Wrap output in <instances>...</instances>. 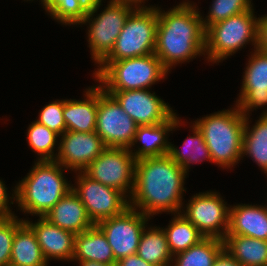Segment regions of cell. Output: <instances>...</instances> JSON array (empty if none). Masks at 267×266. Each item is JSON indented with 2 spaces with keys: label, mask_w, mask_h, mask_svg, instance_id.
<instances>
[{
  "label": "cell",
  "mask_w": 267,
  "mask_h": 266,
  "mask_svg": "<svg viewBox=\"0 0 267 266\" xmlns=\"http://www.w3.org/2000/svg\"><path fill=\"white\" fill-rule=\"evenodd\" d=\"M264 15L259 17V21H258L257 48L261 51L267 52V14H264Z\"/></svg>",
  "instance_id": "36"
},
{
  "label": "cell",
  "mask_w": 267,
  "mask_h": 266,
  "mask_svg": "<svg viewBox=\"0 0 267 266\" xmlns=\"http://www.w3.org/2000/svg\"><path fill=\"white\" fill-rule=\"evenodd\" d=\"M137 123L118 102L98 85V109L95 132L107 148L129 149L134 141Z\"/></svg>",
  "instance_id": "11"
},
{
  "label": "cell",
  "mask_w": 267,
  "mask_h": 266,
  "mask_svg": "<svg viewBox=\"0 0 267 266\" xmlns=\"http://www.w3.org/2000/svg\"><path fill=\"white\" fill-rule=\"evenodd\" d=\"M226 235H243L267 241V206L236 203L229 208Z\"/></svg>",
  "instance_id": "19"
},
{
  "label": "cell",
  "mask_w": 267,
  "mask_h": 266,
  "mask_svg": "<svg viewBox=\"0 0 267 266\" xmlns=\"http://www.w3.org/2000/svg\"><path fill=\"white\" fill-rule=\"evenodd\" d=\"M106 148L95 131H65L55 161L69 171L83 172Z\"/></svg>",
  "instance_id": "16"
},
{
  "label": "cell",
  "mask_w": 267,
  "mask_h": 266,
  "mask_svg": "<svg viewBox=\"0 0 267 266\" xmlns=\"http://www.w3.org/2000/svg\"><path fill=\"white\" fill-rule=\"evenodd\" d=\"M10 265L48 266L36 234L26 222L16 230L13 237Z\"/></svg>",
  "instance_id": "24"
},
{
  "label": "cell",
  "mask_w": 267,
  "mask_h": 266,
  "mask_svg": "<svg viewBox=\"0 0 267 266\" xmlns=\"http://www.w3.org/2000/svg\"><path fill=\"white\" fill-rule=\"evenodd\" d=\"M180 118L175 112L162 123L138 126L133 144L129 148L136 160L167 155L170 149L169 134L185 125V121Z\"/></svg>",
  "instance_id": "17"
},
{
  "label": "cell",
  "mask_w": 267,
  "mask_h": 266,
  "mask_svg": "<svg viewBox=\"0 0 267 266\" xmlns=\"http://www.w3.org/2000/svg\"><path fill=\"white\" fill-rule=\"evenodd\" d=\"M32 166L16 183V206L23 214L44 217L72 189V181L64 175L69 170L55 160L34 161Z\"/></svg>",
  "instance_id": "3"
},
{
  "label": "cell",
  "mask_w": 267,
  "mask_h": 266,
  "mask_svg": "<svg viewBox=\"0 0 267 266\" xmlns=\"http://www.w3.org/2000/svg\"><path fill=\"white\" fill-rule=\"evenodd\" d=\"M224 249L242 266H267V241L243 235H226Z\"/></svg>",
  "instance_id": "26"
},
{
  "label": "cell",
  "mask_w": 267,
  "mask_h": 266,
  "mask_svg": "<svg viewBox=\"0 0 267 266\" xmlns=\"http://www.w3.org/2000/svg\"><path fill=\"white\" fill-rule=\"evenodd\" d=\"M73 192L81 200L94 224L123 213L130 207L129 198L110 186L92 180L84 172H75Z\"/></svg>",
  "instance_id": "10"
},
{
  "label": "cell",
  "mask_w": 267,
  "mask_h": 266,
  "mask_svg": "<svg viewBox=\"0 0 267 266\" xmlns=\"http://www.w3.org/2000/svg\"><path fill=\"white\" fill-rule=\"evenodd\" d=\"M149 226L143 229L136 254L155 266H171L173 255L163 229L156 225Z\"/></svg>",
  "instance_id": "27"
},
{
  "label": "cell",
  "mask_w": 267,
  "mask_h": 266,
  "mask_svg": "<svg viewBox=\"0 0 267 266\" xmlns=\"http://www.w3.org/2000/svg\"><path fill=\"white\" fill-rule=\"evenodd\" d=\"M110 1L130 2L135 4L136 6H148L145 5L148 2V0H110Z\"/></svg>",
  "instance_id": "40"
},
{
  "label": "cell",
  "mask_w": 267,
  "mask_h": 266,
  "mask_svg": "<svg viewBox=\"0 0 267 266\" xmlns=\"http://www.w3.org/2000/svg\"><path fill=\"white\" fill-rule=\"evenodd\" d=\"M242 75L241 89L235 104L245 116L260 107L267 114V52L251 49Z\"/></svg>",
  "instance_id": "14"
},
{
  "label": "cell",
  "mask_w": 267,
  "mask_h": 266,
  "mask_svg": "<svg viewBox=\"0 0 267 266\" xmlns=\"http://www.w3.org/2000/svg\"><path fill=\"white\" fill-rule=\"evenodd\" d=\"M199 10L190 0H183L167 11L158 6L154 54L169 73L178 64L205 56V30Z\"/></svg>",
  "instance_id": "2"
},
{
  "label": "cell",
  "mask_w": 267,
  "mask_h": 266,
  "mask_svg": "<svg viewBox=\"0 0 267 266\" xmlns=\"http://www.w3.org/2000/svg\"><path fill=\"white\" fill-rule=\"evenodd\" d=\"M39 3L45 14L63 26L79 27L88 12V7L81 0H39Z\"/></svg>",
  "instance_id": "31"
},
{
  "label": "cell",
  "mask_w": 267,
  "mask_h": 266,
  "mask_svg": "<svg viewBox=\"0 0 267 266\" xmlns=\"http://www.w3.org/2000/svg\"><path fill=\"white\" fill-rule=\"evenodd\" d=\"M72 262L78 263L79 264L78 266H116L95 261H72Z\"/></svg>",
  "instance_id": "39"
},
{
  "label": "cell",
  "mask_w": 267,
  "mask_h": 266,
  "mask_svg": "<svg viewBox=\"0 0 267 266\" xmlns=\"http://www.w3.org/2000/svg\"><path fill=\"white\" fill-rule=\"evenodd\" d=\"M63 110L64 99L53 100L39 111L36 121L61 136L66 131Z\"/></svg>",
  "instance_id": "34"
},
{
  "label": "cell",
  "mask_w": 267,
  "mask_h": 266,
  "mask_svg": "<svg viewBox=\"0 0 267 266\" xmlns=\"http://www.w3.org/2000/svg\"><path fill=\"white\" fill-rule=\"evenodd\" d=\"M249 118L245 117L242 160L249 157L267 177V114H260L253 125Z\"/></svg>",
  "instance_id": "23"
},
{
  "label": "cell",
  "mask_w": 267,
  "mask_h": 266,
  "mask_svg": "<svg viewBox=\"0 0 267 266\" xmlns=\"http://www.w3.org/2000/svg\"><path fill=\"white\" fill-rule=\"evenodd\" d=\"M224 242L219 238L204 237L189 249L173 256L171 266H213Z\"/></svg>",
  "instance_id": "29"
},
{
  "label": "cell",
  "mask_w": 267,
  "mask_h": 266,
  "mask_svg": "<svg viewBox=\"0 0 267 266\" xmlns=\"http://www.w3.org/2000/svg\"><path fill=\"white\" fill-rule=\"evenodd\" d=\"M29 219V217L24 218V221L36 234L42 254L48 264L51 260L72 262L75 234L51 224L44 217H39L37 222Z\"/></svg>",
  "instance_id": "18"
},
{
  "label": "cell",
  "mask_w": 267,
  "mask_h": 266,
  "mask_svg": "<svg viewBox=\"0 0 267 266\" xmlns=\"http://www.w3.org/2000/svg\"><path fill=\"white\" fill-rule=\"evenodd\" d=\"M72 261H95L115 265L116 260L105 234L95 224L84 232L75 234Z\"/></svg>",
  "instance_id": "22"
},
{
  "label": "cell",
  "mask_w": 267,
  "mask_h": 266,
  "mask_svg": "<svg viewBox=\"0 0 267 266\" xmlns=\"http://www.w3.org/2000/svg\"><path fill=\"white\" fill-rule=\"evenodd\" d=\"M252 0H212L209 11L204 17L202 15V24L204 30L210 25L226 20L253 8Z\"/></svg>",
  "instance_id": "32"
},
{
  "label": "cell",
  "mask_w": 267,
  "mask_h": 266,
  "mask_svg": "<svg viewBox=\"0 0 267 266\" xmlns=\"http://www.w3.org/2000/svg\"><path fill=\"white\" fill-rule=\"evenodd\" d=\"M26 140L36 161H54L58 155L60 136L48 127L34 120L27 127Z\"/></svg>",
  "instance_id": "30"
},
{
  "label": "cell",
  "mask_w": 267,
  "mask_h": 266,
  "mask_svg": "<svg viewBox=\"0 0 267 266\" xmlns=\"http://www.w3.org/2000/svg\"><path fill=\"white\" fill-rule=\"evenodd\" d=\"M187 177L188 174L168 154L137 160L130 207L150 218L162 212L172 216L181 213Z\"/></svg>",
  "instance_id": "1"
},
{
  "label": "cell",
  "mask_w": 267,
  "mask_h": 266,
  "mask_svg": "<svg viewBox=\"0 0 267 266\" xmlns=\"http://www.w3.org/2000/svg\"><path fill=\"white\" fill-rule=\"evenodd\" d=\"M223 198L215 189L196 193L183 205L181 213L204 237L223 240L228 232L230 208Z\"/></svg>",
  "instance_id": "9"
},
{
  "label": "cell",
  "mask_w": 267,
  "mask_h": 266,
  "mask_svg": "<svg viewBox=\"0 0 267 266\" xmlns=\"http://www.w3.org/2000/svg\"><path fill=\"white\" fill-rule=\"evenodd\" d=\"M7 185L4 183L2 179H0V217H10L16 215L15 212L10 209L11 204L14 205L16 203V185L12 187V194L8 191ZM10 192V194L8 193ZM11 195V196H10Z\"/></svg>",
  "instance_id": "35"
},
{
  "label": "cell",
  "mask_w": 267,
  "mask_h": 266,
  "mask_svg": "<svg viewBox=\"0 0 267 266\" xmlns=\"http://www.w3.org/2000/svg\"><path fill=\"white\" fill-rule=\"evenodd\" d=\"M158 5L138 6L129 16L111 52L102 61H119L154 53Z\"/></svg>",
  "instance_id": "8"
},
{
  "label": "cell",
  "mask_w": 267,
  "mask_h": 266,
  "mask_svg": "<svg viewBox=\"0 0 267 266\" xmlns=\"http://www.w3.org/2000/svg\"><path fill=\"white\" fill-rule=\"evenodd\" d=\"M136 158L126 148H106L83 171L92 180L113 187L128 198L135 183Z\"/></svg>",
  "instance_id": "12"
},
{
  "label": "cell",
  "mask_w": 267,
  "mask_h": 266,
  "mask_svg": "<svg viewBox=\"0 0 267 266\" xmlns=\"http://www.w3.org/2000/svg\"><path fill=\"white\" fill-rule=\"evenodd\" d=\"M192 124V125H191ZM189 129L193 135L187 136L183 141L182 148L180 149L170 142V149L168 155L170 158L178 165L183 168V170L189 175V169L194 164H200L204 161H209L213 163L210 151L206 145L203 135L200 130L196 127L193 122H190Z\"/></svg>",
  "instance_id": "25"
},
{
  "label": "cell",
  "mask_w": 267,
  "mask_h": 266,
  "mask_svg": "<svg viewBox=\"0 0 267 266\" xmlns=\"http://www.w3.org/2000/svg\"><path fill=\"white\" fill-rule=\"evenodd\" d=\"M152 89L105 91L110 94L138 126L167 121L175 111Z\"/></svg>",
  "instance_id": "15"
},
{
  "label": "cell",
  "mask_w": 267,
  "mask_h": 266,
  "mask_svg": "<svg viewBox=\"0 0 267 266\" xmlns=\"http://www.w3.org/2000/svg\"><path fill=\"white\" fill-rule=\"evenodd\" d=\"M13 215L0 217V266H10L13 237L16 230L25 222Z\"/></svg>",
  "instance_id": "33"
},
{
  "label": "cell",
  "mask_w": 267,
  "mask_h": 266,
  "mask_svg": "<svg viewBox=\"0 0 267 266\" xmlns=\"http://www.w3.org/2000/svg\"><path fill=\"white\" fill-rule=\"evenodd\" d=\"M116 266H155L151 263L144 261L137 254L123 257L116 261Z\"/></svg>",
  "instance_id": "37"
},
{
  "label": "cell",
  "mask_w": 267,
  "mask_h": 266,
  "mask_svg": "<svg viewBox=\"0 0 267 266\" xmlns=\"http://www.w3.org/2000/svg\"><path fill=\"white\" fill-rule=\"evenodd\" d=\"M44 218L51 224L74 234L84 232L95 225L72 189L50 209Z\"/></svg>",
  "instance_id": "21"
},
{
  "label": "cell",
  "mask_w": 267,
  "mask_h": 266,
  "mask_svg": "<svg viewBox=\"0 0 267 266\" xmlns=\"http://www.w3.org/2000/svg\"><path fill=\"white\" fill-rule=\"evenodd\" d=\"M88 8L95 4L97 1L101 0H81Z\"/></svg>",
  "instance_id": "41"
},
{
  "label": "cell",
  "mask_w": 267,
  "mask_h": 266,
  "mask_svg": "<svg viewBox=\"0 0 267 266\" xmlns=\"http://www.w3.org/2000/svg\"><path fill=\"white\" fill-rule=\"evenodd\" d=\"M254 7L226 20L210 25L205 30V61L218 64L233 56L246 45H258V21Z\"/></svg>",
  "instance_id": "6"
},
{
  "label": "cell",
  "mask_w": 267,
  "mask_h": 266,
  "mask_svg": "<svg viewBox=\"0 0 267 266\" xmlns=\"http://www.w3.org/2000/svg\"><path fill=\"white\" fill-rule=\"evenodd\" d=\"M102 1L89 7L86 17L79 24L81 27L82 24L88 25L87 42L94 65H98L111 52L128 16L138 7L130 2L109 0L100 11ZM98 11L100 13L97 14Z\"/></svg>",
  "instance_id": "7"
},
{
  "label": "cell",
  "mask_w": 267,
  "mask_h": 266,
  "mask_svg": "<svg viewBox=\"0 0 267 266\" xmlns=\"http://www.w3.org/2000/svg\"><path fill=\"white\" fill-rule=\"evenodd\" d=\"M151 218L129 207L123 213L101 220L96 225L105 234L115 260L137 252L143 229Z\"/></svg>",
  "instance_id": "13"
},
{
  "label": "cell",
  "mask_w": 267,
  "mask_h": 266,
  "mask_svg": "<svg viewBox=\"0 0 267 266\" xmlns=\"http://www.w3.org/2000/svg\"><path fill=\"white\" fill-rule=\"evenodd\" d=\"M168 73L161 60L152 53L119 61H101L94 69L92 79L104 91H126L150 89L167 79Z\"/></svg>",
  "instance_id": "5"
},
{
  "label": "cell",
  "mask_w": 267,
  "mask_h": 266,
  "mask_svg": "<svg viewBox=\"0 0 267 266\" xmlns=\"http://www.w3.org/2000/svg\"><path fill=\"white\" fill-rule=\"evenodd\" d=\"M173 215L168 225L161 228L165 233L169 250L174 256L197 244L204 236L182 213Z\"/></svg>",
  "instance_id": "28"
},
{
  "label": "cell",
  "mask_w": 267,
  "mask_h": 266,
  "mask_svg": "<svg viewBox=\"0 0 267 266\" xmlns=\"http://www.w3.org/2000/svg\"><path fill=\"white\" fill-rule=\"evenodd\" d=\"M213 266H242L233 256L223 249L216 257Z\"/></svg>",
  "instance_id": "38"
},
{
  "label": "cell",
  "mask_w": 267,
  "mask_h": 266,
  "mask_svg": "<svg viewBox=\"0 0 267 266\" xmlns=\"http://www.w3.org/2000/svg\"><path fill=\"white\" fill-rule=\"evenodd\" d=\"M232 106L191 121L202 133L213 163L228 170L242 160L245 126V116L235 103Z\"/></svg>",
  "instance_id": "4"
},
{
  "label": "cell",
  "mask_w": 267,
  "mask_h": 266,
  "mask_svg": "<svg viewBox=\"0 0 267 266\" xmlns=\"http://www.w3.org/2000/svg\"><path fill=\"white\" fill-rule=\"evenodd\" d=\"M83 95L82 100L64 99L66 131L85 133L96 130L98 84L86 88Z\"/></svg>",
  "instance_id": "20"
}]
</instances>
